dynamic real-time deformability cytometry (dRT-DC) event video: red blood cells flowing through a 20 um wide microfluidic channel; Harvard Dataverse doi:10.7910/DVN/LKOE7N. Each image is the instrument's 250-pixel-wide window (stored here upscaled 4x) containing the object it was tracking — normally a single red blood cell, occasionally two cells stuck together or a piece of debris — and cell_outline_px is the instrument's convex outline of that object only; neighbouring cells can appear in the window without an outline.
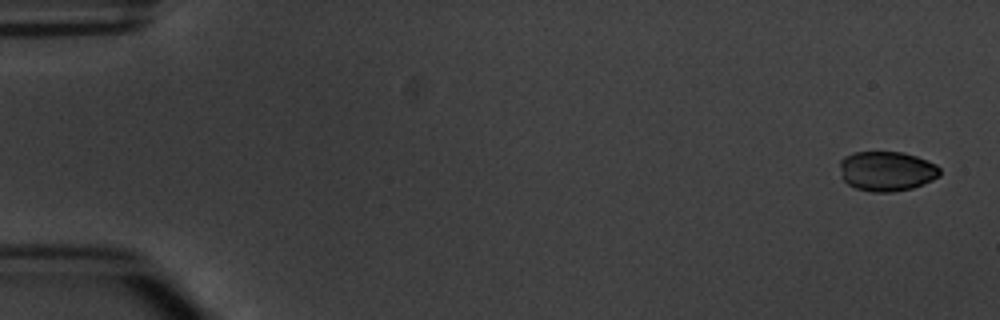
{"species": "common noctule bat (a hibernating species)", "species_latin": "Nyctalus noctula", "temperature_condition": "warm", "stored_images_in_passage": 5, "camera_frame_rate_fps": 3000, "um_per_image_px": 0.085, "animal": {"sex": "male", "body_mass_g": 20.1, "forearm_length_mm": 53.5}, "frame": {"image": 1, "passage_image": 1, "time_ms": 0.0, "image_size_px": [1000, 320], "cell_outline_px": [[940, 176], [932, 180], [912, 188], [892, 192], [872, 192], [856, 188], [848, 184], [844, 180], [840, 168], [840, 160], [844, 156], [852, 152], [904, 152], [928, 160], [936, 164], [940, 168]], "centroid_in_image_um": [75.38, 14.54], "position_along_channel_um": 9.6, "area_um2": 23.29}}
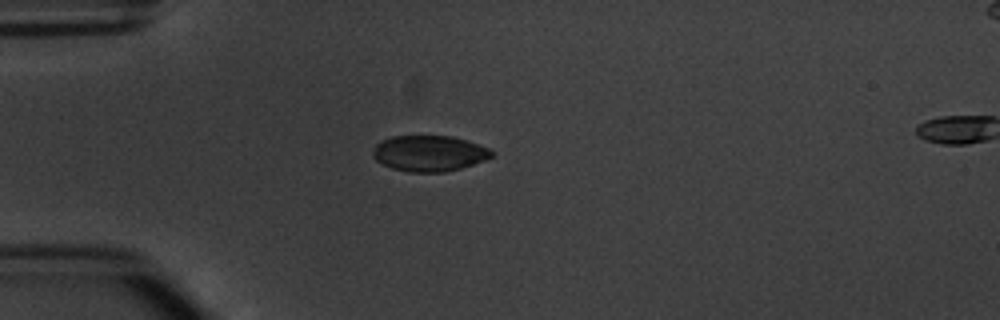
{"frame": {"image": 2, "passage_image": 4, "time_ms": 4.333, "image_size_px": [1000, 320], "cell_outline_px": [[492, 156], [484, 160], [460, 168], [444, 172], [408, 172], [392, 168], [376, 160], [372, 156], [372, 152], [376, 144], [380, 140], [392, 136], [452, 136], [488, 148], [492, 152]], "centroid_in_image_um": [36.42, 13.03], "position_along_channel_um": 48.6, "area_um2": 24.57}}